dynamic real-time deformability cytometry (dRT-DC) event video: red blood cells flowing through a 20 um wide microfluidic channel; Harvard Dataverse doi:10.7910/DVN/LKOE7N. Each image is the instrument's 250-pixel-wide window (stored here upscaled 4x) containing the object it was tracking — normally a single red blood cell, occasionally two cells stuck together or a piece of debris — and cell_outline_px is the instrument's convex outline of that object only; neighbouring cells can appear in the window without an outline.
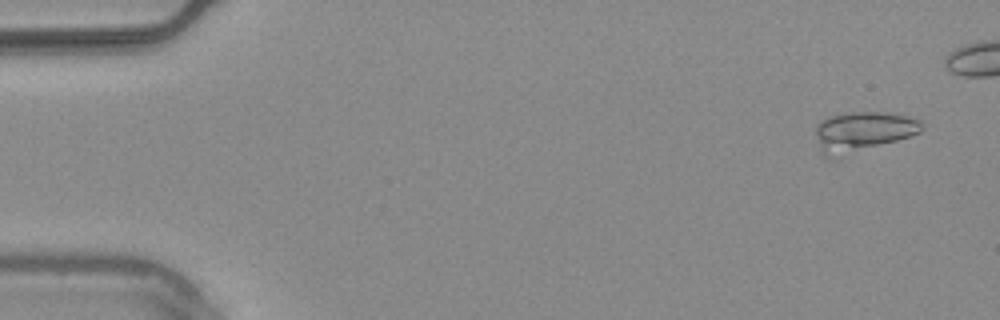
{"species": "common noctule bat (a hibernating species)", "species_latin": "Nyctalus noctula", "temperature_condition": "warm", "stored_images_in_passage": 45, "camera_frame_rate_fps": 3000, "um_per_image_px": 0.085, "animal": {"sex": "male", "body_mass_g": 20.4}, "frame": {"image": 1, "passage_image": 1, "time_ms": 0.0, "image_size_px": [1000, 320], "cell_outline_px": [[924, 128], [920, 132], [836, 160], [828, 160], [820, 152], [816, 136], [816, 124], [820, 120], [832, 116], [852, 112], [884, 112], [908, 116], [920, 120]], "centroid_in_image_um": [73.27, 11.23], "position_along_channel_um": 11.7, "area_um2": 25.09}}
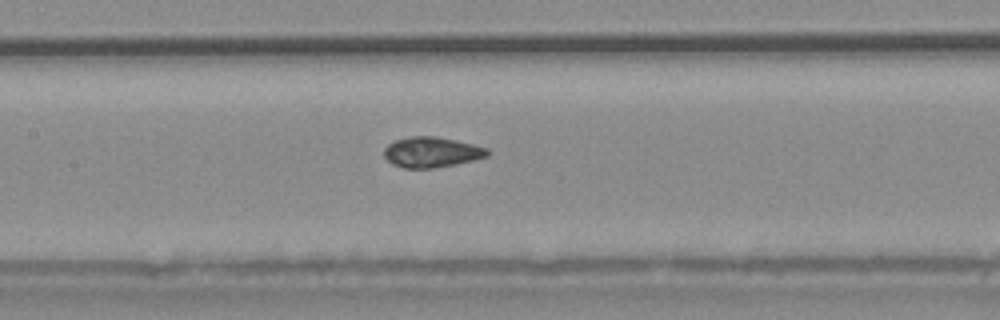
{"frame": {"image": 2, "passage_image": 24, "time_ms": 7.667, "image_size_px": [1000, 320], "cell_outline_px": [[488, 156], [456, 164], [432, 168], [404, 168], [392, 164], [384, 156], [384, 148], [388, 144], [396, 140], [412, 136], [436, 136], [456, 140], [488, 148]], "centroid_in_image_um": [36.67, 12.93], "position_along_channel_um": 170.7, "area_um2": 18.21}}
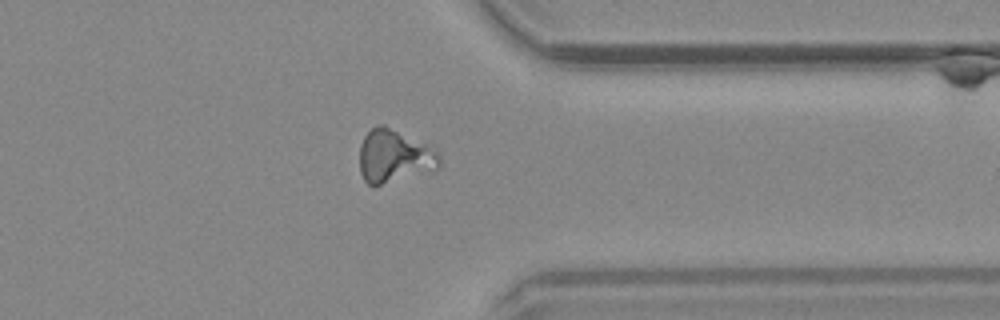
{"frame": {"image": 3, "passage_image": 41, "time_ms": 13.333, "image_size_px": [1000, 320], "cell_outline_px": [[440, 168], [372, 188], [364, 180], [360, 172], [360, 144], [364, 136], [376, 124], [384, 124], [428, 144], [440, 156]], "centroid_in_image_um": [33.49, 13.29], "position_along_channel_um": 377.9, "area_um2": 25.09}}